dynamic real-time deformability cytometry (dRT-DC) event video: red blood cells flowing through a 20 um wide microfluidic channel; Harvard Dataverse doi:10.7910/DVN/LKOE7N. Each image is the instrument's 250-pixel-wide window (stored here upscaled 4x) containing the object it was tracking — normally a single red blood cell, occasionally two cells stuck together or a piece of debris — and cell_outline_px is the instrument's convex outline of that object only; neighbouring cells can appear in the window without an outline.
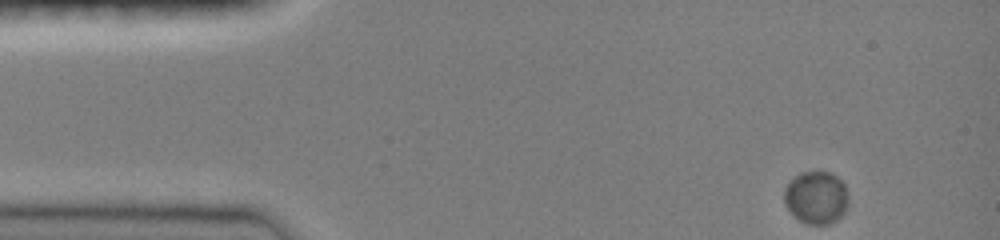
{"species": "common noctule bat (a hibernating species)", "species_latin": "Nyctalus noctula", "temperature_condition": "room temperature", "stored_images_in_passage": 47, "camera_frame_rate_fps": 3000, "um_per_image_px": 0.085, "animal": {"sex": "female", "body_mass_g": 19.0, "forearm_length_mm": 51.5}, "frame": {"image": 1, "passage_image": 1, "time_ms": 0.0, "image_size_px": [1000, 240], "cell_outline_px": [[848, 204], [844, 212], [836, 220], [828, 224], [808, 224], [800, 220], [788, 208], [784, 200], [784, 188], [800, 172], [828, 172], [836, 176], [844, 184], [848, 196]], "centroid_in_image_um": [69.39, 16.79], "position_along_channel_um": 15.6, "area_um2": 19.42}}
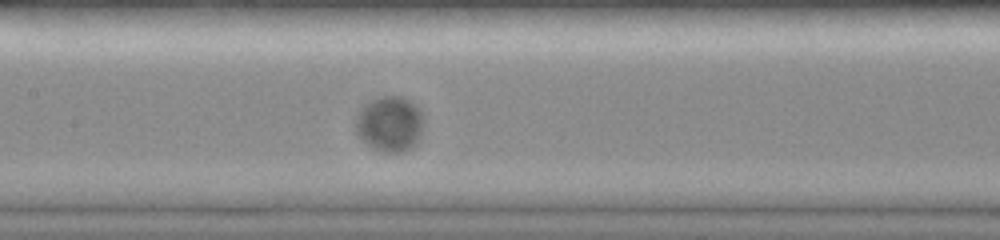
{"frame": {"image": 2, "passage_image": 21, "time_ms": 6.667, "image_size_px": [1000, 240], "cell_outline_px": [[424, 120], [416, 144], [400, 152], [384, 152], [368, 144], [356, 132], [356, 116], [364, 104], [380, 96], [400, 96], [408, 100], [420, 112]], "centroid_in_image_um": [33.11, 10.51], "position_along_channel_um": 174.3, "area_um2": 21.39}}
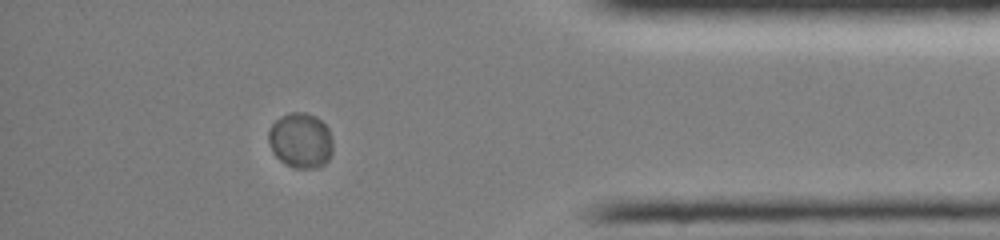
{"frame": {"image": 3, "passage_image": 41, "time_ms": 13.333, "image_size_px": [1000, 240], "cell_outline_px": [[332, 152], [328, 160], [324, 164], [316, 168], [292, 168], [284, 164], [272, 152], [268, 140], [268, 128], [280, 116], [288, 112], [304, 112], [316, 116], [328, 128], [332, 140]], "centroid_in_image_um": [25.53, 11.94], "position_along_channel_um": 409.7, "area_um2": 20.98}}